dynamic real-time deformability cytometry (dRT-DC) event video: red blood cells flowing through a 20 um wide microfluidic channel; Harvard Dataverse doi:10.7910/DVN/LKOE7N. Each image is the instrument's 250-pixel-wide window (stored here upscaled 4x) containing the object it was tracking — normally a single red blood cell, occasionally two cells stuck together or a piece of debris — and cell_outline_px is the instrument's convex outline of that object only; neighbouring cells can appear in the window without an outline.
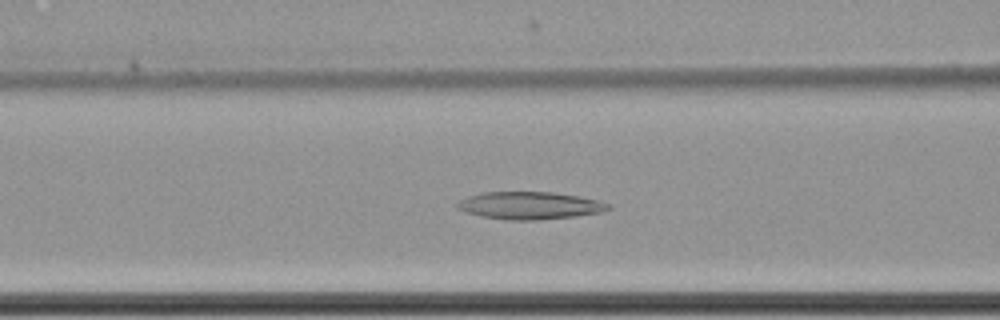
{"species": "common noctule bat (a hibernating species)", "species_latin": "Nyctalus noctula", "temperature_condition": "cold", "stored_images_in_passage": 62, "camera_frame_rate_fps": 3000, "um_per_image_px": 0.085, "animal": {"sex": "female", "body_mass_g": 22.7, "forearm_length_mm": 54.2}, "frame": {"image": 1, "passage_image": 28, "time_ms": 9.0, "image_size_px": [1000, 320], "cell_outline_px": [[612, 208], [600, 212], [576, 216], [536, 220], [508, 220], [480, 216], [456, 208], [456, 204], [460, 200], [468, 196], [484, 192], [552, 192], [580, 196], [612, 204]], "centroid_in_image_um": [45.04, 17.47], "position_along_channel_um": 121.6, "area_um2": 24.16}}
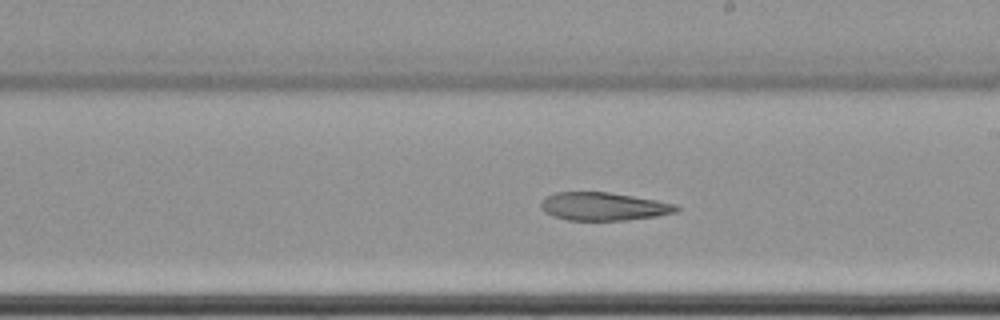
{"frame": {"image": 2, "passage_image": 38, "time_ms": 12.333, "image_size_px": [1000, 320], "cell_outline_px": [[680, 208], [676, 212], [656, 216], [624, 220], [568, 220], [544, 212], [540, 208], [540, 204], [548, 196], [556, 192], [608, 192], [656, 200], [676, 204]], "centroid_in_image_um": [51.31, 17.55], "position_along_channel_um": 237.7, "area_um2": 21.91}}
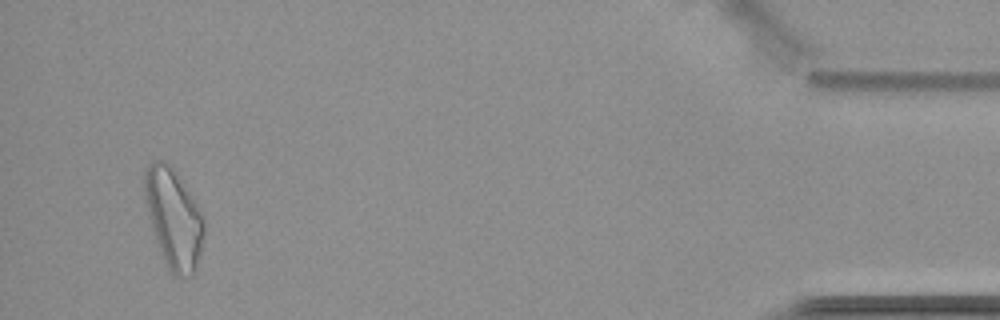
{"frame": {"image": 3, "passage_image": 60, "time_ms": 19.667, "image_size_px": [1000, 320], "cell_outline_px": [[204, 232], [200, 256], [196, 268], [192, 276], [176, 276], [168, 268], [160, 252], [152, 228], [144, 196], [144, 172], [152, 160], [164, 160], [172, 168], [188, 192], [200, 212], [204, 220]], "centroid_in_image_um": [14.74, 18.59], "position_along_channel_um": 420.5, "area_um2": 33.76}}